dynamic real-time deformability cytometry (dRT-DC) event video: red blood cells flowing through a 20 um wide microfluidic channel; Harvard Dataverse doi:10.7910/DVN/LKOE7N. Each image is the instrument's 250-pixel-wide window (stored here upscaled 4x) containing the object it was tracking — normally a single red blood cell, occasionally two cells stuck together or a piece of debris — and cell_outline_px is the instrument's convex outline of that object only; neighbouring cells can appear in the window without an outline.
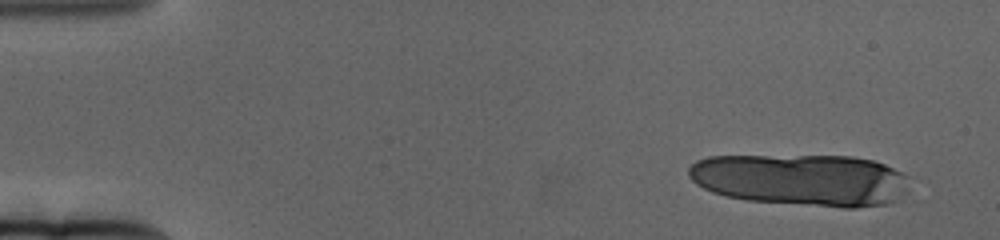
{"species": "human", "species_latin": "Homo sapiens", "temperature_condition": "cold", "stored_images_in_passage": 9, "camera_frame_rate_fps": 3000, "um_per_image_px": 0.085, "donor": {"sex": "female"}, "frame": {"image": 1, "passage_image": 1, "time_ms": 0.0, "image_size_px": [1000, 240], "cell_outline_px": [[888, 168], [864, 204], [828, 204], [768, 200], [740, 196], [800, 160], [824, 156], [828, 156], [864, 160], [880, 164]], "centroid_in_image_um": [69.9, 15.46], "position_along_channel_um": 15.1, "area_um2": 34.45}}